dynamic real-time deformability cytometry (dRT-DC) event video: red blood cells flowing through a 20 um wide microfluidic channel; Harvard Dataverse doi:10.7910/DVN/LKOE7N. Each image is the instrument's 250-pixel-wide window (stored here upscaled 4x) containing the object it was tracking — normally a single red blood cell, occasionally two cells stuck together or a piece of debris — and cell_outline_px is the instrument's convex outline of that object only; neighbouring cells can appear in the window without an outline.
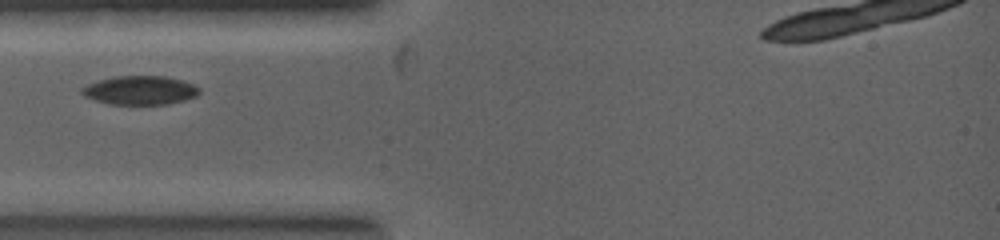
{"species": "common noctule bat (a hibernating species)", "species_latin": "Nyctalus noctula", "temperature_condition": "warm", "stored_images_in_passage": 3, "camera_frame_rate_fps": 5000, "um_per_image_px": 0.085, "animal": {"sex": "female", "body_mass_g": 19.0, "forearm_length_mm": 53.3}, "frame": {"image": 1, "passage_image": 1, "time_ms": 0.0, "image_size_px": [1000, 240], "cell_outline_px": [[200, 92], [196, 96], [184, 100], [168, 104], [112, 104], [96, 100], [80, 92], [80, 88], [100, 80], [116, 76], [164, 76], [180, 80], [192, 84], [200, 88]], "centroid_in_image_um": [11.94, 7.67], "position_along_channel_um": 73.1, "area_um2": 19.36}}